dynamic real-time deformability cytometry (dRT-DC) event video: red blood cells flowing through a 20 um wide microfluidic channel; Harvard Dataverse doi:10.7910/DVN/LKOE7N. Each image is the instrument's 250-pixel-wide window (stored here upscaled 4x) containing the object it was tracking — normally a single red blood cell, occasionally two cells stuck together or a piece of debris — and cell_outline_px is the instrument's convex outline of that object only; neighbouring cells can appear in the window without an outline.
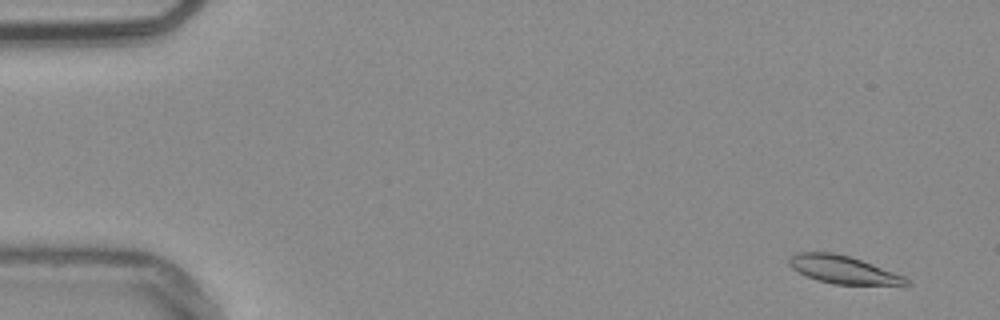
{"species": "common noctule bat (a hibernating species)", "species_latin": "Nyctalus noctula", "temperature_condition": "warm", "stored_images_in_passage": 55, "camera_frame_rate_fps": 3000, "um_per_image_px": 0.085, "animal": {"sex": "male", "body_mass_g": 20.4}, "frame": {"image": 1, "passage_image": 4, "time_ms": 1.0, "image_size_px": [1000, 320], "cell_outline_px": [[912, 284], [908, 288], [832, 284], [816, 280], [792, 268], [788, 264], [788, 260], [796, 252], [832, 252], [848, 256], [872, 264], [904, 276]], "centroid_in_image_um": [71.82, 22.99], "position_along_channel_um": 13.2, "area_um2": 19.71}}
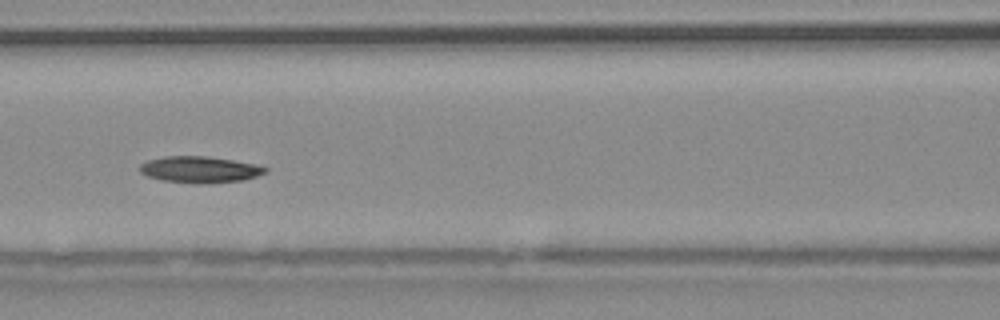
{"frame": {"image": 2, "passage_image": 25, "time_ms": 8.0, "image_size_px": [1000, 320], "cell_outline_px": [[268, 172], [256, 176], [240, 180], [204, 184], [196, 184], [160, 180], [148, 176], [140, 172], [140, 164], [148, 160], [164, 156], [204, 156], [232, 160], [256, 164], [268, 168]], "centroid_in_image_um": [16.97, 14.41], "position_along_channel_um": 149.6, "area_um2": 19.31}}
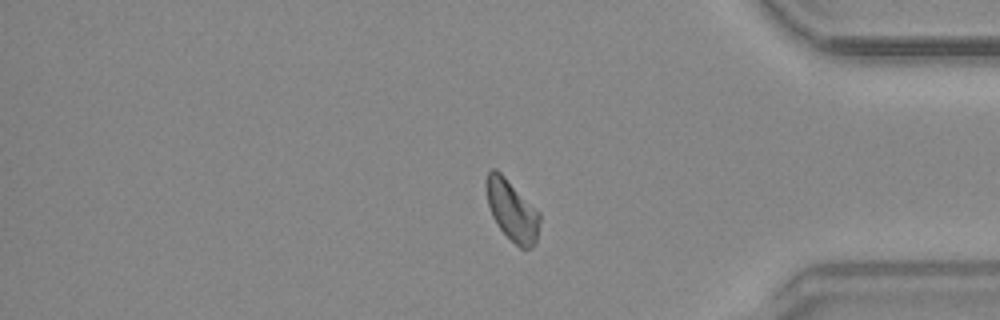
{"frame": {"image": 3, "passage_image": 46, "time_ms": 15.0, "image_size_px": [1000, 320], "cell_outline_px": [[540, 220], [536, 240], [532, 248], [520, 248], [496, 224], [492, 216], [488, 204], [484, 184], [488, 172], [492, 168], [496, 168], [540, 212]], "centroid_in_image_um": [43.5, 17.86], "position_along_channel_um": 391.7, "area_um2": 18.84}}